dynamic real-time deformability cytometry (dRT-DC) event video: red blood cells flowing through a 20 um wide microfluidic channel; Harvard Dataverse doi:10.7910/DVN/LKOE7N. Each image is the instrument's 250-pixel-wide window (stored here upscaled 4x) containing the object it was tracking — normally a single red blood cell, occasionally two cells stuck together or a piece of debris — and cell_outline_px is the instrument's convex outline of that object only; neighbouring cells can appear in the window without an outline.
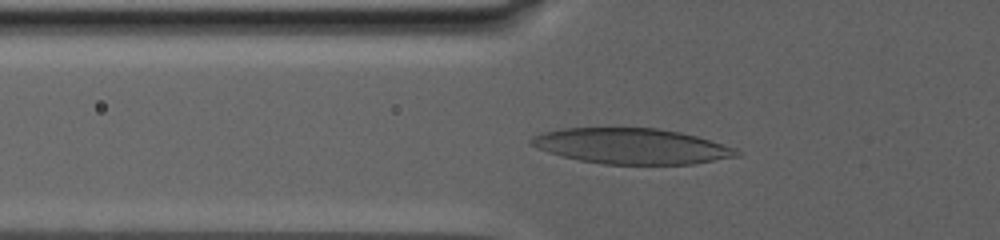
{"species": "human", "species_latin": "Homo sapiens", "temperature_condition": "warm", "stored_images_in_passage": 46, "camera_frame_rate_fps": 3000, "um_per_image_px": 0.085, "donor": {"sex": "male"}, "frame": {"image": 1, "passage_image": 19, "time_ms": 10.667, "image_size_px": [1000, 240], "cell_outline_px": [[740, 156], [692, 164], [604, 164], [580, 160], [548, 152], [528, 144], [528, 140], [532, 136], [544, 132], [560, 128], [656, 128], [680, 132], [696, 136], [736, 148], [740, 152]], "centroid_in_image_um": [53.67, 12.42], "position_along_channel_um": 72.1, "area_um2": 42.48}}
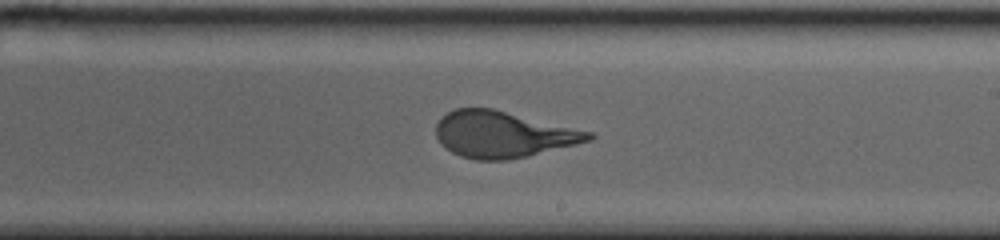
{"frame": {"image": 2, "passage_image": 30, "time_ms": 17.333, "image_size_px": [1000, 240], "cell_outline_px": [[596, 136], [592, 140], [528, 156], [508, 160], [476, 160], [460, 156], [444, 148], [440, 144], [436, 136], [436, 124], [440, 116], [456, 108], [492, 108], [592, 132]], "centroid_in_image_um": [42.71, 11.43], "position_along_channel_um": 246.3, "area_um2": 41.27}}
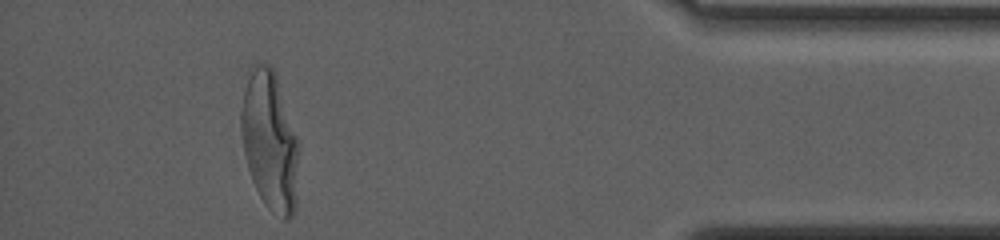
{"frame": {"image": 3, "passage_image": 43, "time_ms": 25.0, "image_size_px": [1000, 240], "cell_outline_px": [[300, 148], [296, 204], [292, 216], [284, 220], [272, 212], [268, 208], [260, 196], [252, 180], [248, 168], [244, 152], [240, 128], [240, 108], [244, 88], [252, 64], [268, 64], [272, 68], [276, 76], [300, 140]], "centroid_in_image_um": [22.95, 11.99], "position_along_channel_um": 412.2, "area_um2": 47.45}, "authors_computed_cell_mechanics": {"area_um2": 42.9165, "velocity_mm_per_s": 2.6716, "shape_relaxation_time_tau1_ms": 7.4179, "shape_relaxation_time_tau2_ms": null, "deformation_change_tau1": 0.2708, "deformation_change_tau2": null}}